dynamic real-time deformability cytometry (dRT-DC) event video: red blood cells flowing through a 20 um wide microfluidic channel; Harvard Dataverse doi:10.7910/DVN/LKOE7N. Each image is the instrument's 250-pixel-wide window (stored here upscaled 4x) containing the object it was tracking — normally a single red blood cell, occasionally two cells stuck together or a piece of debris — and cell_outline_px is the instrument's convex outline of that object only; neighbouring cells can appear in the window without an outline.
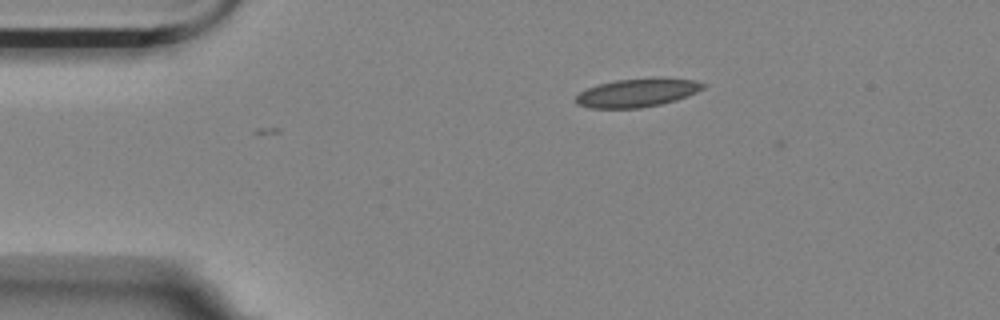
{"species": "Egyptian fruit bat (a non-hibernating species)", "species_latin": "Rousettus aegyptiacus", "temperature_condition": "room temperature", "stored_images_in_passage": 2, "camera_frame_rate_fps": 3000, "um_per_image_px": 0.085, "animal": {"sex": "female"}, "frame": {"image": 1, "passage_image": 2, "time_ms": 0.333, "image_size_px": [1000, 320], "cell_outline_px": [[708, 84], [704, 88], [688, 96], [676, 100], [660, 104], [640, 108], [588, 108], [576, 104], [576, 96], [580, 92], [588, 88], [600, 84], [616, 80], [660, 76], [664, 76], [696, 80]], "centroid_in_image_um": [54.23, 7.86], "position_along_channel_um": 30.8, "area_um2": 21.5}}